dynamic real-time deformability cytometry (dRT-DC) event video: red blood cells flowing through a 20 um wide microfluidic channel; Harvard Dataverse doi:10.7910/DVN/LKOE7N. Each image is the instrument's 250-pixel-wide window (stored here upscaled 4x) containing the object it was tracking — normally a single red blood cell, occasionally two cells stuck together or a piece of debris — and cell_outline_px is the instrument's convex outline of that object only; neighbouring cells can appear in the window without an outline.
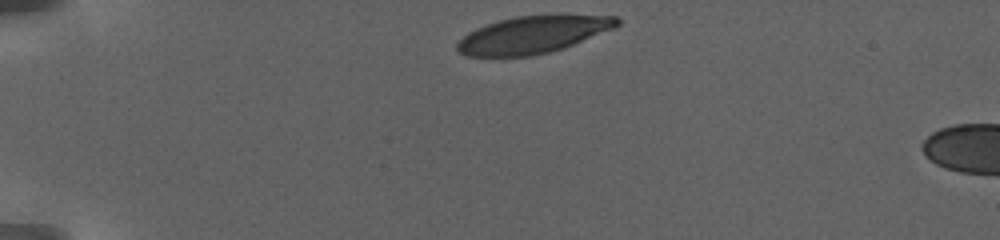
{"species": "human", "species_latin": "Homo sapiens", "temperature_condition": "warm", "stored_images_in_passage": 39, "camera_frame_rate_fps": 3000, "um_per_image_px": 0.085, "donor": {"sex": "female"}, "frame": {"image": 1, "passage_image": 1, "time_ms": 0.0, "image_size_px": [1000, 240], "cell_outline_px": [[620, 24], [612, 28], [564, 48], [532, 56], [468, 56], [460, 52], [456, 48], [456, 44], [468, 32], [476, 28], [500, 20], [516, 16], [616, 16], [620, 20]], "centroid_in_image_um": [45.25, 2.96], "position_along_channel_um": 39.8, "area_um2": 33.81}}
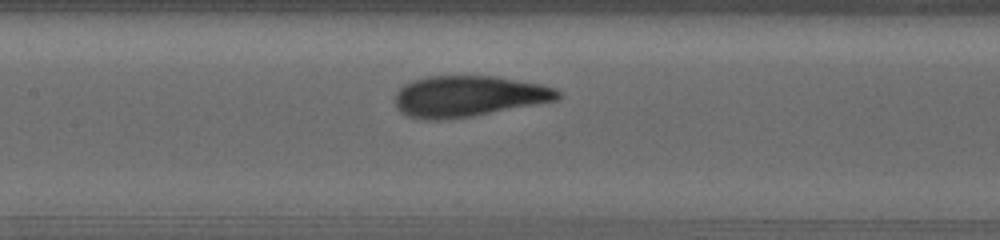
{"frame": {"image": 2, "passage_image": 18, "time_ms": 6.667, "image_size_px": [1000, 240], "cell_outline_px": [[560, 96], [556, 100], [472, 116], [440, 120], [428, 120], [408, 116], [400, 112], [396, 108], [392, 100], [396, 92], [404, 84], [412, 80], [428, 76], [496, 76], [540, 84], [556, 88], [560, 92]], "centroid_in_image_um": [39.74, 8.17], "position_along_channel_um": 167.7, "area_um2": 38.96}}
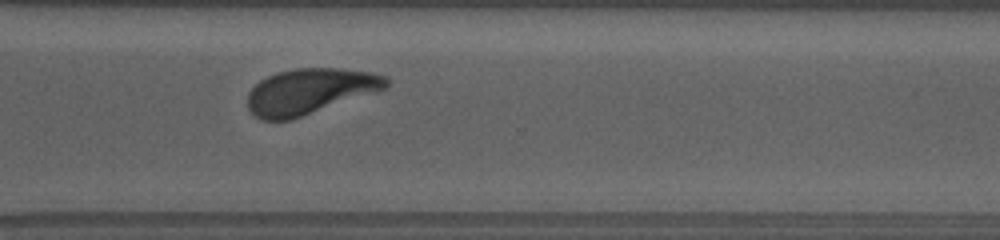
{"frame": {"image": 3, "passage_image": 33, "time_ms": 13.0, "image_size_px": [1000, 240], "cell_outline_px": [[388, 88], [292, 120], [264, 120], [256, 116], [248, 108], [248, 92], [260, 80], [276, 72], [296, 68], [340, 68], [368, 72], [388, 76]], "centroid_in_image_um": [26.35, 7.76], "position_along_channel_um": 344.2, "area_um2": 36.88}, "authors_computed_cell_mechanics": {"area_um2": 38.148, "velocity_mm_per_s": 2.7933, "shape_relaxation_time_tau1_ms": 3.7601, "shape_relaxation_time_tau2_ms": 1.0009, "deformation_change_tau1": 0.1672, "deformation_change_tau2": 0.07}}